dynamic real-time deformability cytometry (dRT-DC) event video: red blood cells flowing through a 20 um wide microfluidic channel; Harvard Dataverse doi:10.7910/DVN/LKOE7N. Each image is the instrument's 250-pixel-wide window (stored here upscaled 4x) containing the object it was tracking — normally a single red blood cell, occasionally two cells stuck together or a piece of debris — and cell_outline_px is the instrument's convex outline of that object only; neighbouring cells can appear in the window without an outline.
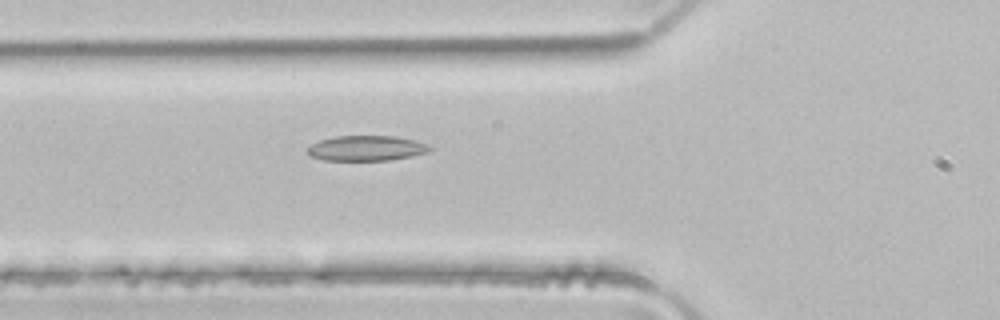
{"species": "common noctule bat (a hibernating species)", "species_latin": "Nyctalus noctula", "temperature_condition": "room temperature", "stored_images_in_passage": 8, "camera_frame_rate_fps": 3000, "um_per_image_px": 0.085, "animal": {"sex": "male", "body_mass_g": 21.5, "forearm_length_mm": 52.0}, "frame": {"image": 1, "passage_image": 8, "time_ms": 2.333, "image_size_px": [1000, 320], "cell_outline_px": [[432, 148], [428, 152], [412, 156], [388, 160], [324, 160], [308, 156], [308, 148], [312, 144], [320, 140], [336, 136], [396, 136], [428, 144]], "centroid_in_image_um": [31.14, 12.6], "position_along_channel_um": 94.7, "area_um2": 17.86}}